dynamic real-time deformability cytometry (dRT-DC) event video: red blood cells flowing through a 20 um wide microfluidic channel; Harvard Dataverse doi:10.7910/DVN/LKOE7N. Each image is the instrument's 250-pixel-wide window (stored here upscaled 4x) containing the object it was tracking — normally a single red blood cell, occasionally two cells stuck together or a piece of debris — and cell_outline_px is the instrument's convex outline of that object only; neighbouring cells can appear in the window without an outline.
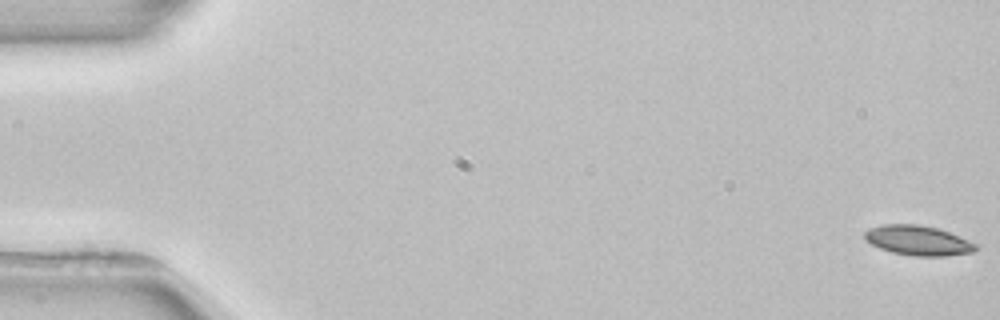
{"species": "common noctule bat (a hibernating species)", "species_latin": "Nyctalus noctula", "temperature_condition": "room temperature", "stored_images_in_passage": 5, "camera_frame_rate_fps": 3000, "um_per_image_px": 0.085, "animal": {"sex": "female", "body_mass_g": 22.7, "forearm_length_mm": 54.2}, "frame": {"image": 1, "passage_image": 1, "time_ms": 0.0, "image_size_px": [1000, 320], "cell_outline_px": [[976, 248], [972, 252], [944, 256], [912, 256], [892, 252], [880, 248], [864, 240], [864, 232], [872, 228], [884, 224], [916, 224], [936, 228], [948, 232], [976, 244]], "centroid_in_image_um": [77.99, 20.44], "position_along_channel_um": 7.0, "area_um2": 18.96}}
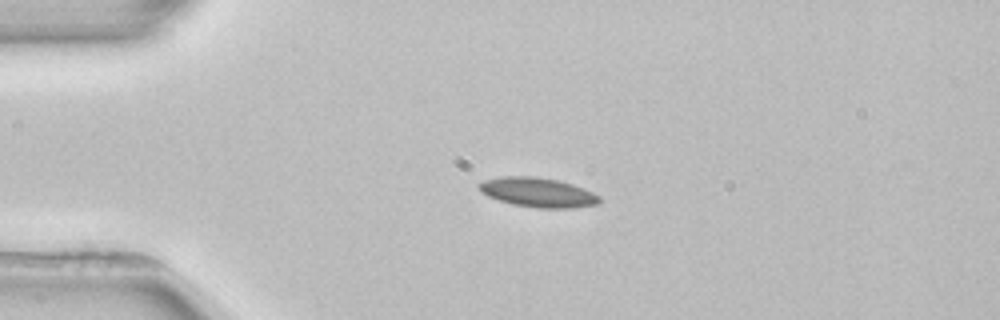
{"frame": {"image": 2, "passage_image": 3, "time_ms": 4.0, "image_size_px": [1000, 320], "cell_outline_px": [[600, 200], [596, 204], [572, 208], [536, 208], [512, 204], [488, 196], [480, 192], [476, 184], [484, 180], [504, 176], [536, 176], [556, 180], [572, 184], [584, 188], [600, 196]], "centroid_in_image_um": [45.68, 16.35], "position_along_channel_um": 39.3, "area_um2": 20.69}}